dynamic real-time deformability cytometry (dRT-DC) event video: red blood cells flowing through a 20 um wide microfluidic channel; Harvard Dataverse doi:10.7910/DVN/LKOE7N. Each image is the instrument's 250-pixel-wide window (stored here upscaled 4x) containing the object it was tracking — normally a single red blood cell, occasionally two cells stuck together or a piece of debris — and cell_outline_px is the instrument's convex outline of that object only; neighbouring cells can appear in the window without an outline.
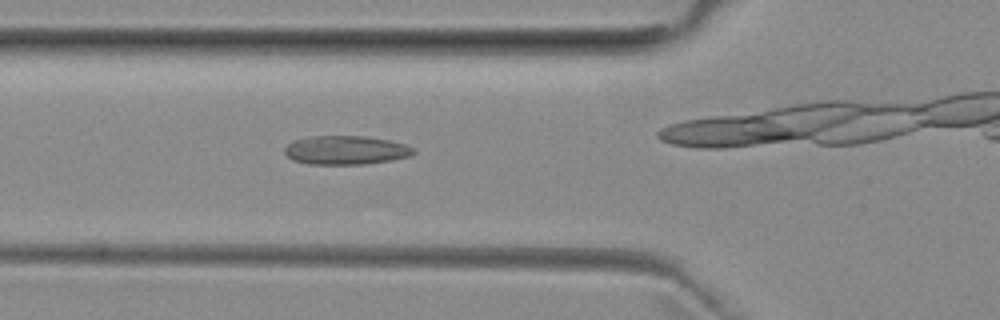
{"species": "common noctule bat (a hibernating species)", "species_latin": "Nyctalus noctula", "temperature_condition": "room temperature", "stored_images_in_passage": 39, "camera_frame_rate_fps": 3000, "um_per_image_px": 0.085, "animal": {"sex": "female", "body_mass_g": 29.2, "forearm_length_mm": 56.3}, "frame": {"image": 1, "passage_image": 17, "time_ms": 5.333, "image_size_px": [1000, 320], "cell_outline_px": [[416, 152], [412, 156], [392, 160], [364, 164], [308, 164], [292, 160], [284, 152], [284, 148], [288, 144], [296, 140], [312, 136], [364, 136], [388, 140], [404, 144], [416, 148]], "centroid_in_image_um": [29.43, 12.77], "position_along_channel_um": 96.4, "area_um2": 21.68}}
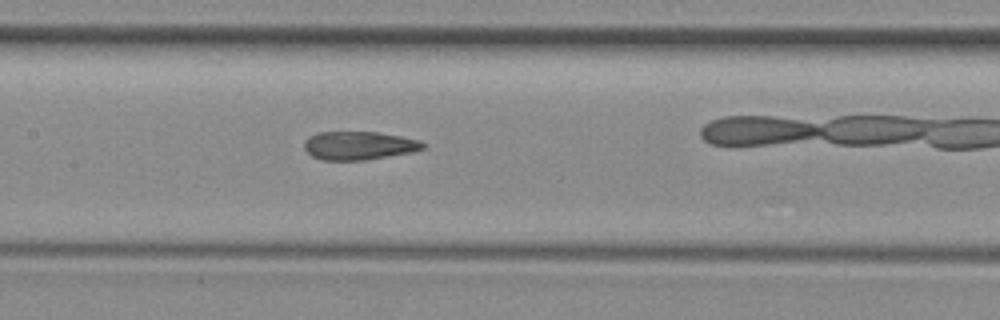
{"frame": {"image": 2, "passage_image": 23, "time_ms": 7.333, "image_size_px": [1000, 320], "cell_outline_px": [[428, 144], [424, 148], [412, 152], [364, 160], [324, 160], [312, 156], [304, 148], [304, 144], [308, 136], [320, 132], [376, 132], [400, 136], [420, 140]], "centroid_in_image_um": [30.53, 12.37], "position_along_channel_um": 176.9, "area_um2": 19.59}}